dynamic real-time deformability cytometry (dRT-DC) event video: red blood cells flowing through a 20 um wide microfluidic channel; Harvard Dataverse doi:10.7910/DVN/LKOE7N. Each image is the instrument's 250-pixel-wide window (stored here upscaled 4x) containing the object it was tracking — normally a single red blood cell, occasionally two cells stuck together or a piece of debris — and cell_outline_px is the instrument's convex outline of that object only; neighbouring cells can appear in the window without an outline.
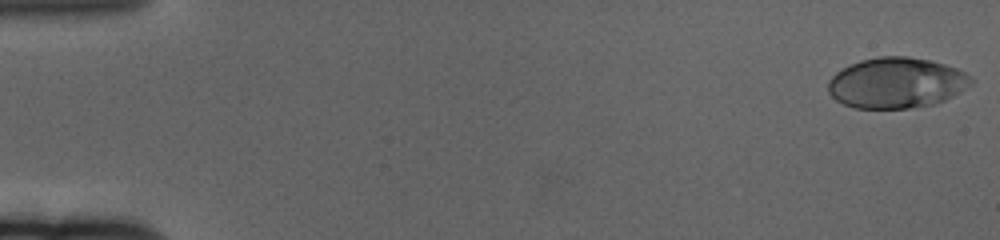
{"species": "human", "species_latin": "Homo sapiens", "temperature_condition": "cold", "stored_images_in_passage": 61, "camera_frame_rate_fps": 3000, "um_per_image_px": 0.085, "donor": {"sex": "female"}, "frame": {"image": 1, "passage_image": 1, "time_ms": 0.0, "image_size_px": [1000, 240], "cell_outline_px": [[976, 80], [972, 84], [960, 92], [944, 100], [932, 104], [908, 108], [856, 108], [844, 104], [836, 100], [828, 92], [828, 80], [836, 72], [848, 64], [860, 60], [880, 56], [908, 56], [928, 60], [944, 64], [956, 68], [972, 76]], "centroid_in_image_um": [76.19, 7.03], "position_along_channel_um": 8.8, "area_um2": 42.31}}
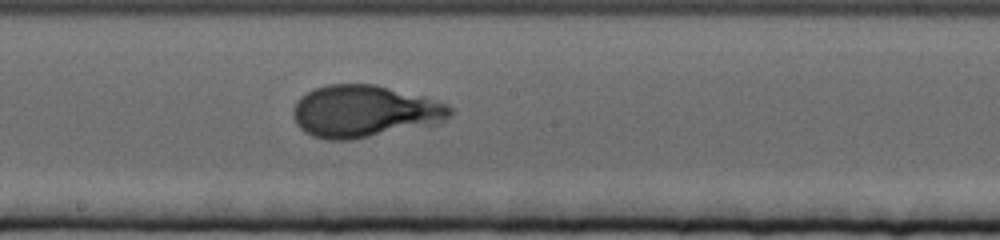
{"frame": {"image": 2, "passage_image": 34, "time_ms": 11.0, "image_size_px": [1000, 240], "cell_outline_px": [[452, 112], [448, 116], [432, 124], [348, 140], [328, 140], [312, 136], [304, 132], [296, 124], [292, 116], [292, 112], [296, 100], [300, 96], [316, 88], [328, 84], [376, 84], [424, 96], [448, 104], [452, 108]], "centroid_in_image_um": [30.91, 9.45], "position_along_channel_um": 217.3, "area_um2": 47.34}}
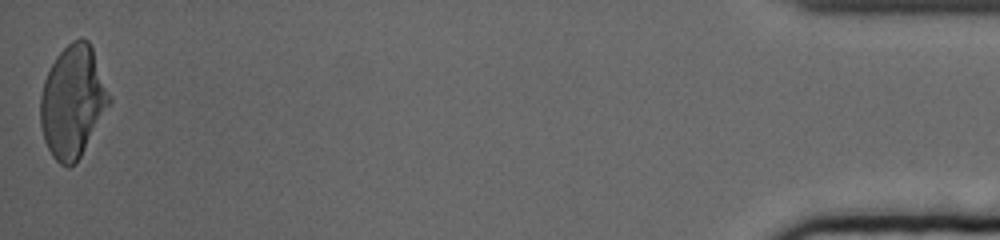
{"frame": {"image": 3, "passage_image": 61, "time_ms": 20.0, "image_size_px": [1000, 240], "cell_outline_px": [[112, 100], [80, 156], [68, 168], [60, 164], [52, 156], [44, 140], [40, 124], [40, 96], [44, 80], [56, 56], [72, 40], [88, 40], [92, 48]], "centroid_in_image_um": [6.16, 8.64], "position_along_channel_um": 429.0, "area_um2": 44.27}, "authors_computed_cell_mechanics": {"area_um2": 44.2748, "velocity_mm_per_s": 3.3116, "shape_relaxation_time_tau1_ms": 4.2959, "shape_relaxation_time_tau2_ms": null, "deformation_change_tau1": 0.1974, "deformation_change_tau2": null}}